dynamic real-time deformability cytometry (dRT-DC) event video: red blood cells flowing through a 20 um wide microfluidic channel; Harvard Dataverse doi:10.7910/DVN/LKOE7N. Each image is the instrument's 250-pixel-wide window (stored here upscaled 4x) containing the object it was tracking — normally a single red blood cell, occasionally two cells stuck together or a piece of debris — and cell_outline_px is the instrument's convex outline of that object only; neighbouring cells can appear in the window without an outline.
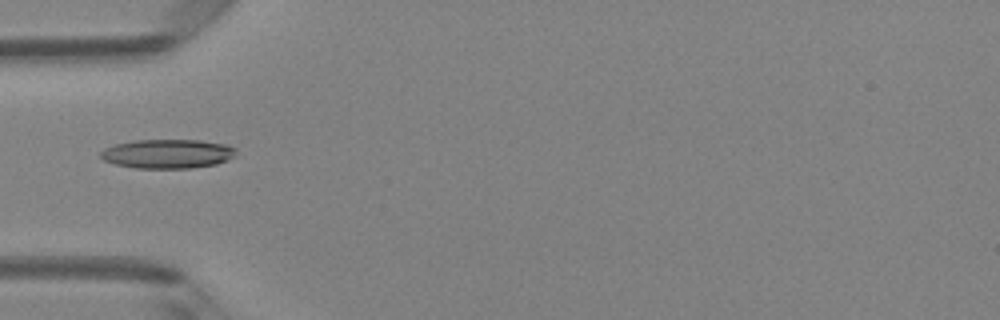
{"species": "Egyptian fruit bat (a non-hibernating species)", "species_latin": "Rousettus aegyptiacus", "temperature_condition": "room temperature", "stored_images_in_passage": 2, "camera_frame_rate_fps": 3000, "um_per_image_px": 0.085, "animal": {"sex": "female"}, "frame": {"image": 1, "passage_image": 1, "time_ms": 0.0, "image_size_px": [1000, 320], "cell_outline_px": [[236, 156], [228, 160], [216, 164], [192, 168], [136, 168], [116, 164], [104, 160], [100, 156], [100, 152], [104, 148], [116, 144], [136, 140], [200, 140], [224, 144], [236, 148]], "centroid_in_image_um": [14.27, 13.07], "position_along_channel_um": 70.7, "area_um2": 23.0}}
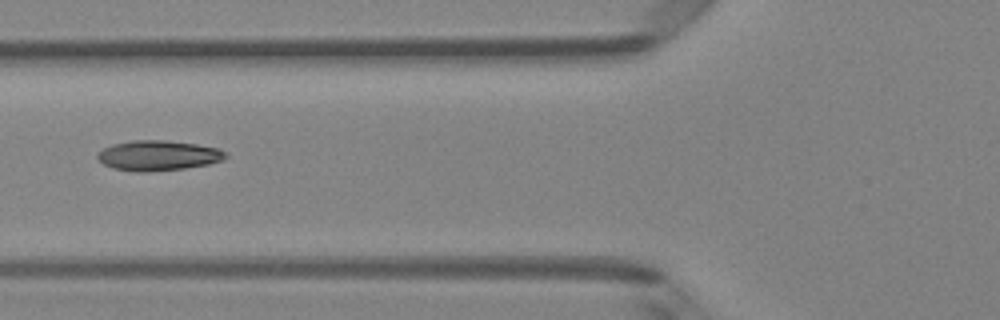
{"frame": {"image": 2, "passage_image": 2, "time_ms": 0.333, "image_size_px": [1000, 320], "cell_outline_px": [[228, 156], [224, 160], [208, 164], [184, 168], [148, 172], [136, 172], [112, 168], [104, 164], [96, 156], [104, 148], [112, 144], [132, 140], [164, 140], [196, 144], [220, 148]], "centroid_in_image_um": [13.46, 13.22], "position_along_channel_um": 112.3, "area_um2": 22.48}}